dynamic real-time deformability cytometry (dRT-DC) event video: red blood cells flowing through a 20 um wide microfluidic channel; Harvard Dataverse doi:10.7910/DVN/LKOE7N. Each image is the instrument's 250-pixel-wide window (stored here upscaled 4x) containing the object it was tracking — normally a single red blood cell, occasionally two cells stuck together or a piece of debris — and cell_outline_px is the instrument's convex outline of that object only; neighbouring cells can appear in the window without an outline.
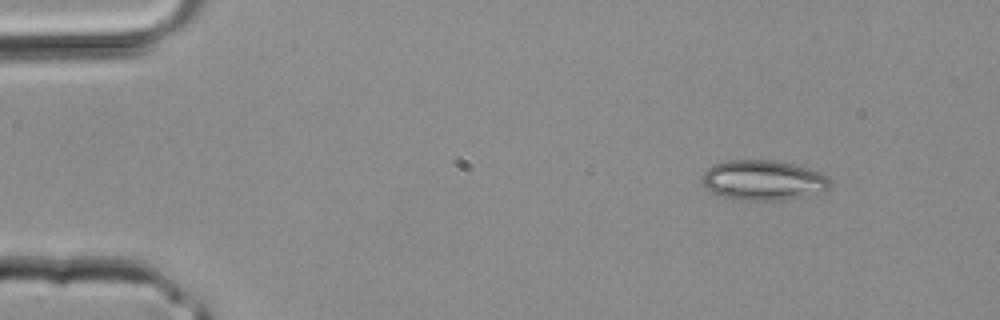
{"species": "common noctule bat (a hibernating species)", "species_latin": "Nyctalus noctula", "temperature_condition": "room temperature", "stored_images_in_passage": 3, "camera_frame_rate_fps": 3000, "um_per_image_px": 0.085, "animal": {"sex": "male", "body_mass_g": 20.4}, "frame": {"image": 1, "passage_image": 1, "time_ms": 0.0, "image_size_px": [1000, 320], "cell_outline_px": [[832, 184], [824, 192], [788, 200], [732, 200], [712, 192], [704, 188], [700, 176], [708, 168], [716, 164], [728, 160], [772, 160], [792, 164], [808, 168], [820, 172], [828, 176], [832, 180]], "centroid_in_image_um": [64.89, 15.34], "position_along_channel_um": 20.1, "area_um2": 30.35}}